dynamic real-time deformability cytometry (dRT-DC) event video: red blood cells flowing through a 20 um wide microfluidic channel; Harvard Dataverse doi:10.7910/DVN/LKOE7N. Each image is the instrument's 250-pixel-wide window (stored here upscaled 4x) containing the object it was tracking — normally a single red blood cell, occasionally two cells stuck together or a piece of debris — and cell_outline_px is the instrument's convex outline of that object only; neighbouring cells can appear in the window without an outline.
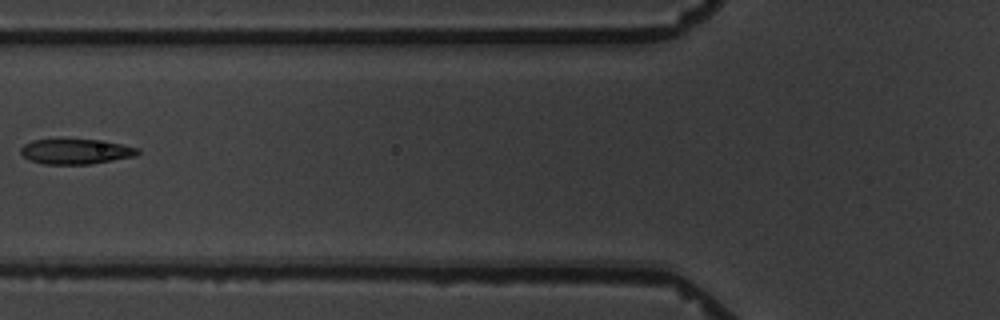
{"species": "common noctule bat (a hibernating species)", "species_latin": "Nyctalus noctula", "temperature_condition": "warm", "stored_images_in_passage": 4, "camera_frame_rate_fps": 3000, "um_per_image_px": 0.085, "animal": {"sex": "male", "body_mass_g": 19.5, "forearm_length_mm": 54.6}, "frame": {"image": 1, "passage_image": 4, "time_ms": 3.667, "image_size_px": [1000, 320], "cell_outline_px": [[140, 152], [136, 156], [88, 164], [44, 164], [32, 160], [24, 156], [20, 152], [20, 148], [24, 144], [32, 140], [96, 140], [120, 144], [140, 148]], "centroid_in_image_um": [6.45, 12.88], "position_along_channel_um": 119.3, "area_um2": 16.82}}